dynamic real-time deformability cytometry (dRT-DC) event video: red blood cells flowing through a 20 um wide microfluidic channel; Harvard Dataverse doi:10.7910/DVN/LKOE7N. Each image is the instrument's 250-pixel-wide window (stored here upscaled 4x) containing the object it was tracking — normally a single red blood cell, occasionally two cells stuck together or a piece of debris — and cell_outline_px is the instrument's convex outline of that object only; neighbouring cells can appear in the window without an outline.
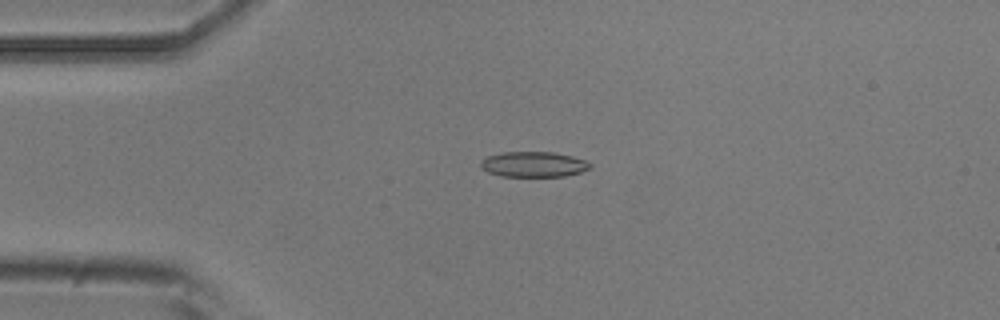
{"species": "common noctule bat (a hibernating species)", "species_latin": "Nyctalus noctula", "temperature_condition": "room temperature", "stored_images_in_passage": 50, "camera_frame_rate_fps": 3000, "um_per_image_px": 0.085, "animal": {"sex": "male", "body_mass_g": 20.5, "forearm_length_mm": 52.5}, "frame": {"image": 1, "passage_image": 11, "time_ms": 3.333, "image_size_px": [1000, 320], "cell_outline_px": [[592, 168], [580, 172], [564, 176], [500, 176], [488, 172], [480, 168], [480, 160], [488, 156], [500, 152], [552, 152], [572, 156], [584, 160], [592, 164]], "centroid_in_image_um": [45.33, 13.96], "position_along_channel_um": 39.7, "area_um2": 16.24}}
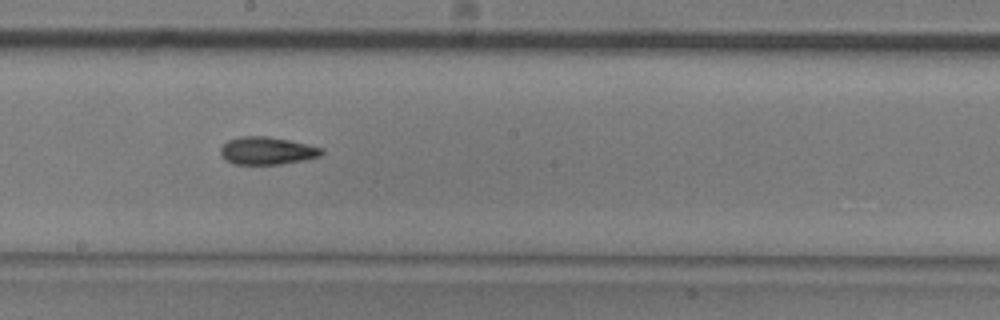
{"frame": {"image": 2, "passage_image": 27, "time_ms": 8.667, "image_size_px": [1000, 320], "cell_outline_px": [[324, 152], [320, 156], [304, 160], [280, 164], [236, 164], [224, 160], [220, 152], [220, 148], [228, 140], [240, 136], [268, 136], [308, 144], [324, 148]], "centroid_in_image_um": [22.7, 12.81], "position_along_channel_um": 225.5, "area_um2": 16.36}}
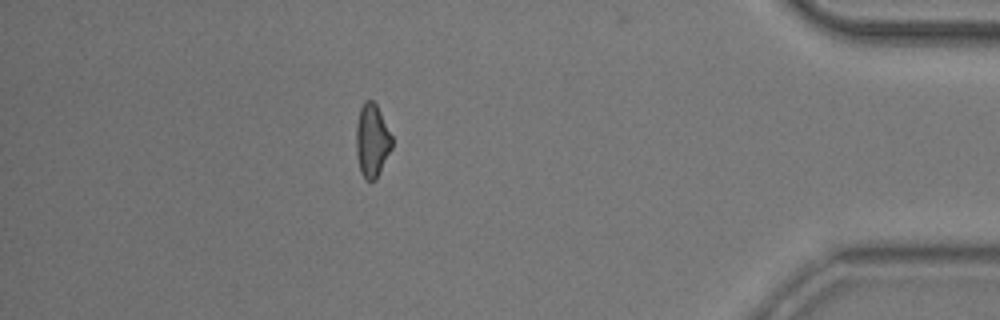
{"frame": {"image": 3, "passage_image": 44, "time_ms": 14.333, "image_size_px": [1000, 320], "cell_outline_px": [[392, 148], [376, 180], [364, 180], [360, 172], [356, 152], [356, 124], [360, 108], [364, 100], [372, 100], [376, 104], [392, 136]], "centroid_in_image_um": [31.61, 11.96], "position_along_channel_um": 403.6, "area_um2": 15.37}, "authors_computed_cell_mechanics": {"area_um2": 16.2129, "velocity_mm_per_s": 3.9398, "shape_relaxation_time_tau1_ms": 5.5089, "shape_relaxation_time_tau2_ms": 3.6214, "deformation_change_tau1": 0.135, "deformation_change_tau2": 0.1151}}